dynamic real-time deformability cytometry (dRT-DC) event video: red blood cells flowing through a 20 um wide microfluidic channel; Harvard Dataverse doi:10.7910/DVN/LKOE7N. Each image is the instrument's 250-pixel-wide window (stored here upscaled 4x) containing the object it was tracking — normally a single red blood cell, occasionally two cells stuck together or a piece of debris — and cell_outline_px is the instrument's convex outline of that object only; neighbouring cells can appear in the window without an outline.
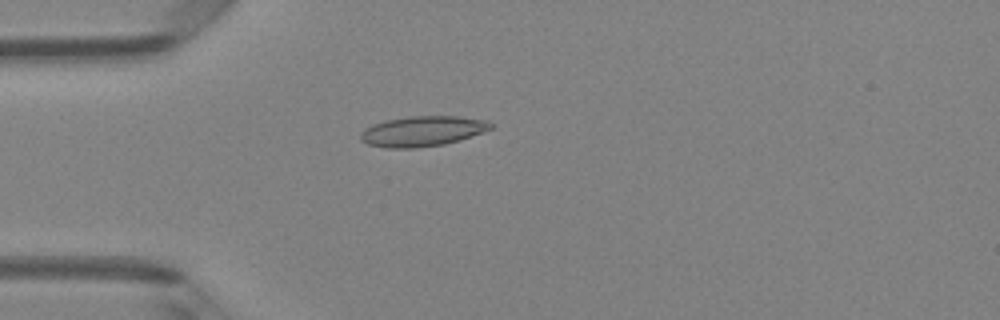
{"species": "Egyptian fruit bat (a non-hibernating species)", "species_latin": "Rousettus aegyptiacus", "temperature_condition": "room temperature", "stored_images_in_passage": 5, "camera_frame_rate_fps": 3000, "um_per_image_px": 0.085, "animal": {"sex": "female"}, "frame": {"image": 1, "passage_image": 4, "time_ms": 1.0, "image_size_px": [1000, 320], "cell_outline_px": [[492, 128], [460, 140], [444, 144], [416, 148], [384, 148], [368, 144], [360, 140], [360, 132], [364, 128], [372, 124], [384, 120], [408, 116], [456, 116], [488, 120], [492, 124]], "centroid_in_image_um": [35.86, 11.15], "position_along_channel_um": 49.1, "area_um2": 23.12}}